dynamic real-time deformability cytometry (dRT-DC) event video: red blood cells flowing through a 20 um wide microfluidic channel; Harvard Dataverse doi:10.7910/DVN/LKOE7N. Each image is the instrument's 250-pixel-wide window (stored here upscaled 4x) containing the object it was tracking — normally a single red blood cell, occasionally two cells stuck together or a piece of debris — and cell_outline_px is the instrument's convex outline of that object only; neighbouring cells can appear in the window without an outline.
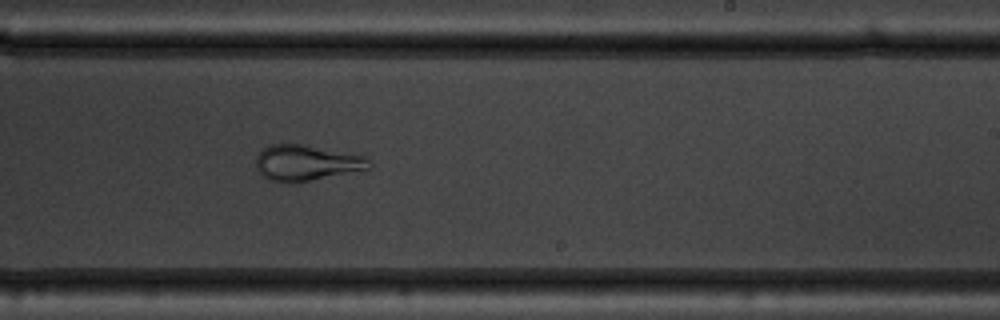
{"species": "common noctule bat (a hibernating species)", "species_latin": "Nyctalus noctula", "temperature_condition": "warm", "stored_images_in_passage": 56, "camera_frame_rate_fps": 3000, "um_per_image_px": 0.085, "animal": {"sex": "male", "body_mass_g": 19.5, "forearm_length_mm": 54.6}, "frame": {"image": 1, "passage_image": 35, "time_ms": 11.333, "image_size_px": [1000, 320], "cell_outline_px": [[372, 164], [368, 168], [308, 180], [268, 180], [260, 176], [256, 168], [256, 156], [264, 148], [272, 144], [304, 144], [352, 152], [364, 156]], "centroid_in_image_um": [26.02, 13.78], "position_along_channel_um": 263.0, "area_um2": 23.06}}
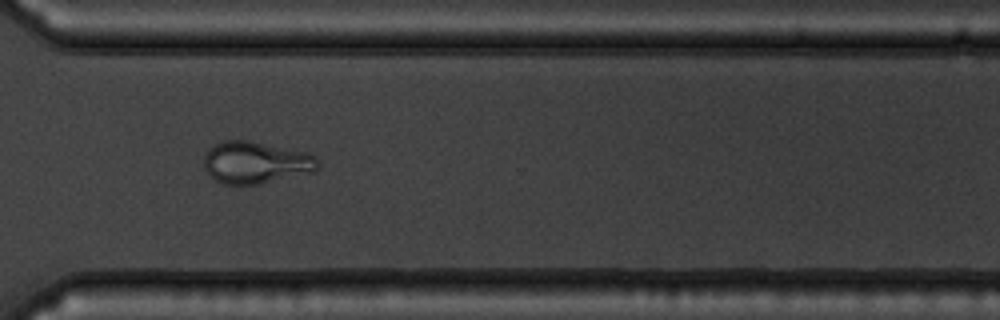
{"frame": {"image": 2, "passage_image": 42, "time_ms": 13.667, "image_size_px": [1000, 320], "cell_outline_px": [[320, 168], [316, 172], [260, 184], [220, 184], [208, 176], [204, 168], [204, 156], [208, 148], [224, 140], [248, 140], [308, 152], [316, 156], [320, 164]], "centroid_in_image_um": [21.76, 13.82], "position_along_channel_um": 348.8, "area_um2": 28.55}}
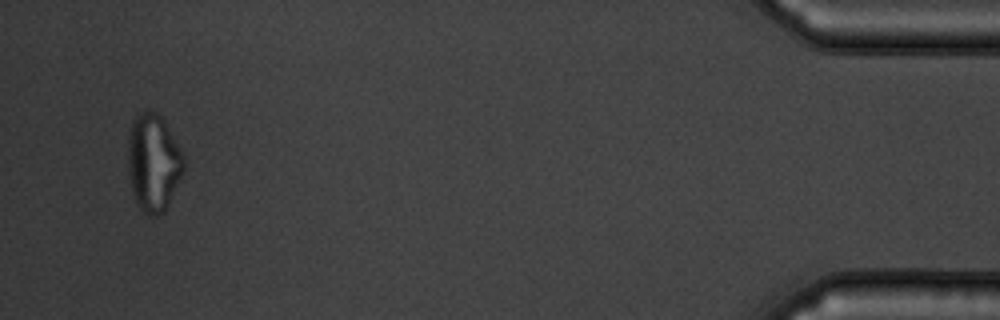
{"frame": {"image": 3, "passage_image": 54, "time_ms": 17.667, "image_size_px": [1000, 320], "cell_outline_px": [[184, 172], [164, 212], [156, 216], [152, 216], [144, 212], [136, 204], [132, 192], [128, 164], [128, 136], [132, 120], [140, 112], [148, 108], [156, 112], [164, 120], [184, 156]], "centroid_in_image_um": [13.03, 13.8], "position_along_channel_um": 422.2, "area_um2": 31.85}}